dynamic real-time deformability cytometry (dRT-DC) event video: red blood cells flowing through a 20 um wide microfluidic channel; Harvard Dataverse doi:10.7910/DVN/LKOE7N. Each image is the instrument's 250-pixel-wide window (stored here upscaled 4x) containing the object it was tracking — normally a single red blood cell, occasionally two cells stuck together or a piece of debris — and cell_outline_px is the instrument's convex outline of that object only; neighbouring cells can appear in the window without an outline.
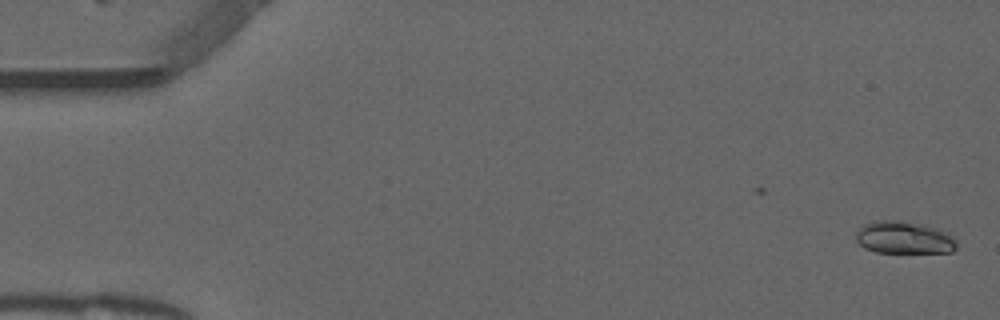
{"species": "common noctule bat (a hibernating species)", "species_latin": "Nyctalus noctula", "temperature_condition": "warm", "stored_images_in_passage": 48, "camera_frame_rate_fps": 3000, "um_per_image_px": 0.085, "animal": {"sex": "male", "forearm_length_mm": 52.5}, "frame": {"image": 1, "passage_image": 1, "time_ms": 0.0, "image_size_px": [1000, 320], "cell_outline_px": [[956, 248], [952, 252], [876, 252], [864, 248], [856, 240], [856, 232], [864, 224], [872, 220], [892, 220], [940, 228], [948, 232], [956, 240]], "centroid_in_image_um": [76.84, 20.2], "position_along_channel_um": 8.2, "area_um2": 18.96}}
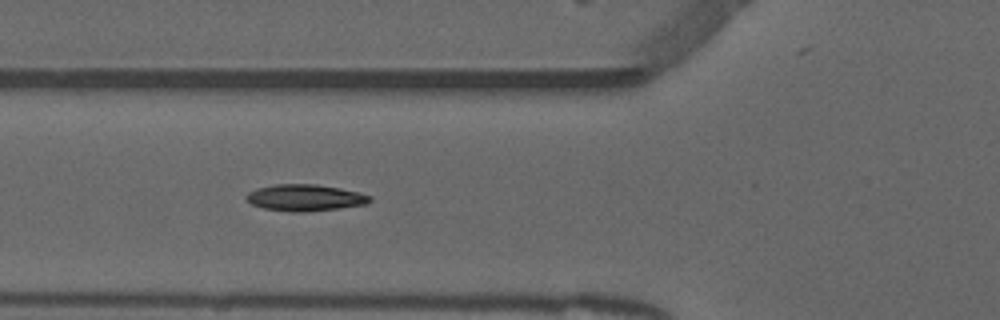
{"frame": {"image": 2, "passage_image": 19, "time_ms": 6.0, "image_size_px": [1000, 320], "cell_outline_px": [[372, 200], [368, 204], [340, 208], [304, 212], [292, 212], [264, 208], [252, 204], [244, 196], [248, 192], [256, 188], [276, 184], [316, 184], [340, 188], [372, 196]], "centroid_in_image_um": [25.93, 16.8], "position_along_channel_um": 99.9, "area_um2": 19.13}}
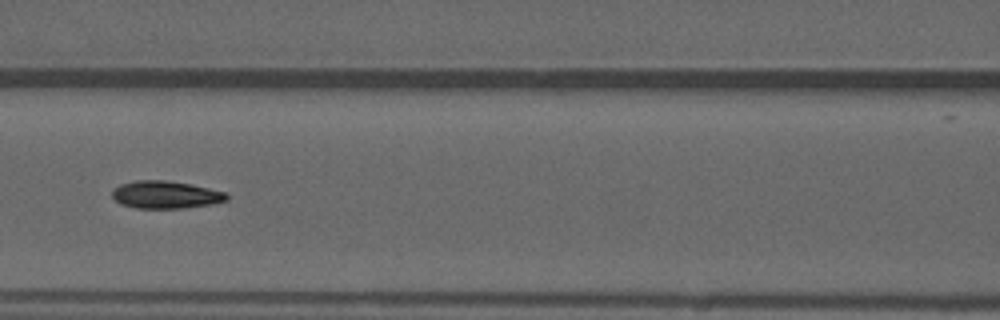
{"frame": {"image": 3, "passage_image": 23, "time_ms": 7.333, "image_size_px": [1000, 320], "cell_outline_px": [[228, 200], [212, 204], [184, 208], [136, 208], [120, 204], [112, 196], [112, 192], [120, 184], [136, 180], [168, 180], [192, 184], [224, 192], [228, 196]], "centroid_in_image_um": [14.08, 16.55], "position_along_channel_um": 152.5, "area_um2": 18.38}, "authors_computed_cell_mechanics": {"area_um2": 18.0336, "velocity_mm_per_s": 3.9108, "shape_relaxation_time_tau1_ms": 6.532, "shape_relaxation_time_tau2_ms": 4.4889, "deformation_change_tau1": 0.1888, "deformation_change_tau2": 0.1021}}